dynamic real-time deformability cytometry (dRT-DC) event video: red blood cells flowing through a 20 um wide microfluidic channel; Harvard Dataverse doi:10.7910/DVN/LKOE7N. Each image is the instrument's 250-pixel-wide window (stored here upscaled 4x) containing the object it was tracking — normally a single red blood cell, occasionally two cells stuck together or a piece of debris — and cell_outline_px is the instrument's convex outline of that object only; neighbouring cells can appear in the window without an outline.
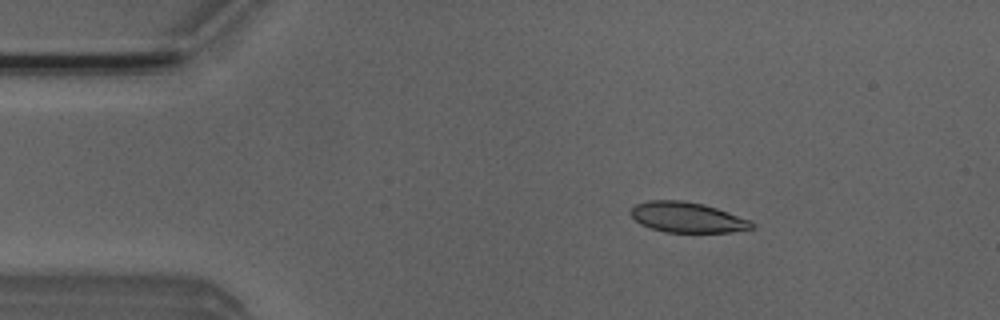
{"species": "Egyptian fruit bat (a non-hibernating species)", "species_latin": "Rousettus aegyptiacus", "temperature_condition": "room temperature", "stored_images_in_passage": 4, "camera_frame_rate_fps": 3000, "um_per_image_px": 0.085, "animal": {"sex": "male"}, "frame": {"image": 1, "passage_image": 2, "time_ms": 1.333, "image_size_px": [1000, 320], "cell_outline_px": [[756, 228], [732, 232], [664, 232], [640, 224], [628, 212], [636, 204], [648, 200], [684, 200], [704, 204], [752, 220], [756, 224]], "centroid_in_image_um": [58.45, 18.47], "position_along_channel_um": 26.5, "area_um2": 21.62}}